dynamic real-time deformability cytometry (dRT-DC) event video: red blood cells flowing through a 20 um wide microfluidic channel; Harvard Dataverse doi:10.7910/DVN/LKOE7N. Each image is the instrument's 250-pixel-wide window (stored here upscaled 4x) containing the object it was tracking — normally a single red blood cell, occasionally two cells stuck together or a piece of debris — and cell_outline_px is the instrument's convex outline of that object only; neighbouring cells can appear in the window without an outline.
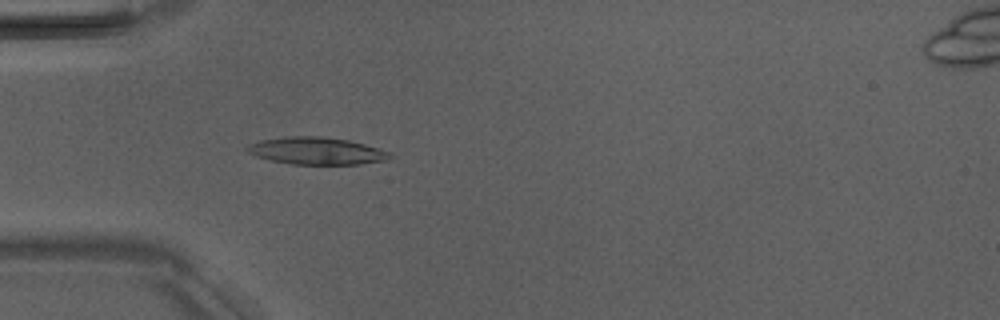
{"species": "Egyptian fruit bat (a non-hibernating species)", "species_latin": "Rousettus aegyptiacus", "temperature_condition": "room temperature", "stored_images_in_passage": 4, "camera_frame_rate_fps": 3000, "um_per_image_px": 0.085, "animal": {"sex": "male"}, "frame": {"image": 1, "passage_image": 4, "time_ms": 3.333, "image_size_px": [1000, 320], "cell_outline_px": [[392, 156], [388, 160], [360, 164], [292, 164], [268, 160], [256, 156], [248, 152], [244, 148], [248, 144], [260, 140], [288, 136], [320, 136], [348, 140], [364, 144], [392, 152]], "centroid_in_image_um": [26.9, 12.82], "position_along_channel_um": 58.1, "area_um2": 22.77}}